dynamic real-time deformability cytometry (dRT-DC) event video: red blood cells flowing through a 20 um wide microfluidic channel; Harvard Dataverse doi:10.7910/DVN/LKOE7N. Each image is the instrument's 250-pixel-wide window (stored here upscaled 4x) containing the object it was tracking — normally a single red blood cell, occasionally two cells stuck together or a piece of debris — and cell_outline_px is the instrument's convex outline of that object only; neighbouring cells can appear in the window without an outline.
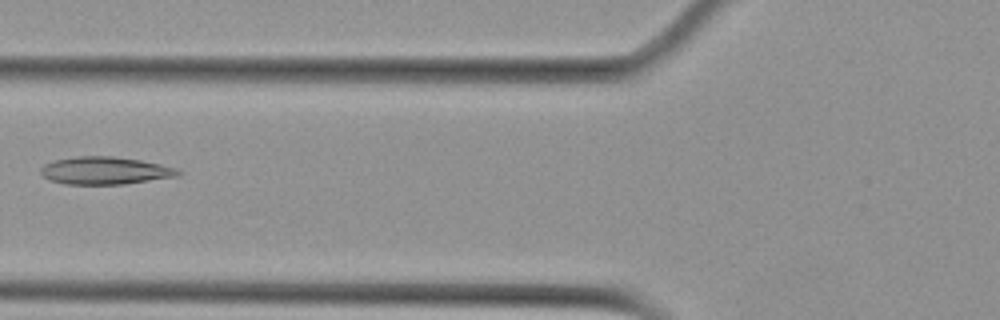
{"species": "Egyptian fruit bat (a non-hibernating species)", "species_latin": "Rousettus aegyptiacus", "temperature_condition": "cold", "stored_images_in_passage": 7, "camera_frame_rate_fps": 3000, "um_per_image_px": 0.085, "animal": {"sex": "female"}, "frame": {"image": 1, "passage_image": 6, "time_ms": 7.333, "image_size_px": [1000, 320], "cell_outline_px": [[184, 172], [180, 176], [124, 184], [64, 184], [52, 180], [44, 176], [40, 172], [40, 168], [44, 164], [56, 160], [76, 156], [112, 156], [140, 160], [180, 168]], "centroid_in_image_um": [9.0, 14.5], "position_along_channel_um": 116.8, "area_um2": 22.2}}
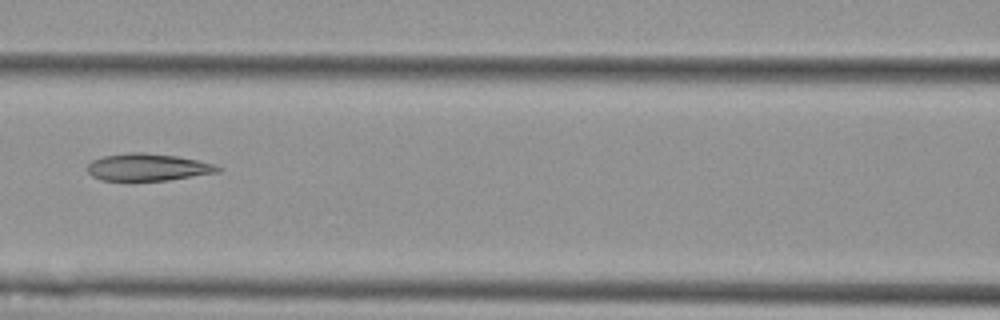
{"frame": {"image": 2, "passage_image": 7, "time_ms": 8.333, "image_size_px": [1000, 320], "cell_outline_px": [[224, 168], [220, 172], [168, 180], [100, 180], [92, 176], [88, 172], [88, 164], [92, 160], [104, 156], [128, 152], [144, 152], [176, 156], [216, 164]], "centroid_in_image_um": [12.59, 14.21], "position_along_channel_um": 154.0, "area_um2": 20.69}}